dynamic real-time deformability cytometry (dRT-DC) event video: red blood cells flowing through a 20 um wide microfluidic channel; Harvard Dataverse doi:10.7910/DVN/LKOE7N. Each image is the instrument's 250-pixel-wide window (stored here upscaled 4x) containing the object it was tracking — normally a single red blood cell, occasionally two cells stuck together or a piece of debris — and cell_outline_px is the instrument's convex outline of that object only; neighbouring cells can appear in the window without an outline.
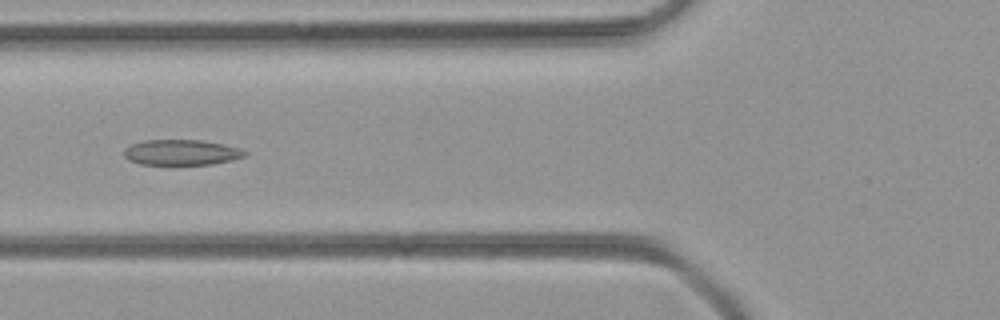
{"species": "common noctule bat (a hibernating species)", "species_latin": "Nyctalus noctula", "temperature_condition": "room temperature", "stored_images_in_passage": 50, "camera_frame_rate_fps": 3000, "um_per_image_px": 0.085, "animal": {"sex": "female", "body_mass_g": 21.9}, "frame": {"image": 1, "passage_image": 19, "time_ms": 6.0, "image_size_px": [1000, 320], "cell_outline_px": [[248, 152], [244, 156], [232, 160], [212, 164], [140, 164], [128, 160], [124, 156], [124, 148], [132, 144], [144, 140], [200, 140], [224, 144], [240, 148]], "centroid_in_image_um": [15.41, 12.95], "position_along_channel_um": 110.4, "area_um2": 17.92}}
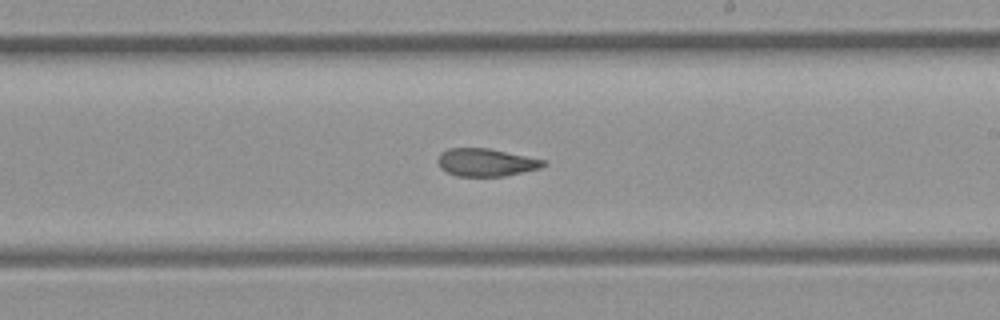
{"frame": {"image": 2, "passage_image": 29, "time_ms": 9.333, "image_size_px": [1000, 320], "cell_outline_px": [[548, 164], [540, 168], [504, 176], [456, 176], [440, 168], [436, 160], [440, 152], [448, 148], [488, 148], [544, 160]], "centroid_in_image_um": [41.26, 13.8], "position_along_channel_um": 247.7, "area_um2": 17.05}}
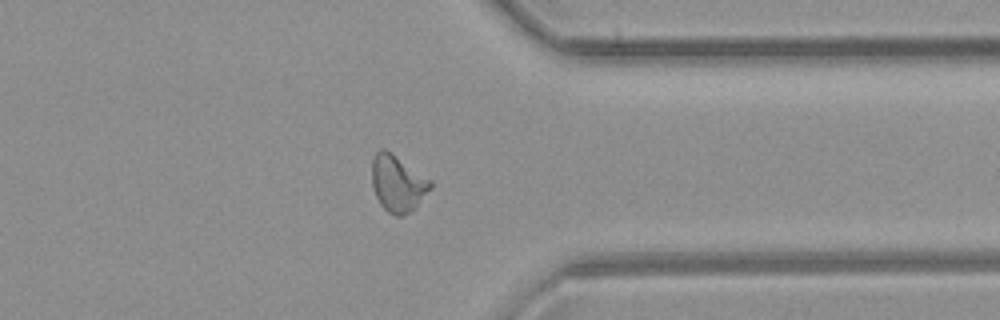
{"frame": {"image": 3, "passage_image": 39, "time_ms": 12.667, "image_size_px": [1000, 320], "cell_outline_px": [[432, 188], [416, 208], [400, 216], [396, 216], [388, 212], [380, 204], [376, 196], [372, 184], [372, 160], [376, 152], [380, 148], [384, 148], [392, 152], [432, 180]], "centroid_in_image_um": [33.82, 15.57], "position_along_channel_um": 377.6, "area_um2": 19.54}}